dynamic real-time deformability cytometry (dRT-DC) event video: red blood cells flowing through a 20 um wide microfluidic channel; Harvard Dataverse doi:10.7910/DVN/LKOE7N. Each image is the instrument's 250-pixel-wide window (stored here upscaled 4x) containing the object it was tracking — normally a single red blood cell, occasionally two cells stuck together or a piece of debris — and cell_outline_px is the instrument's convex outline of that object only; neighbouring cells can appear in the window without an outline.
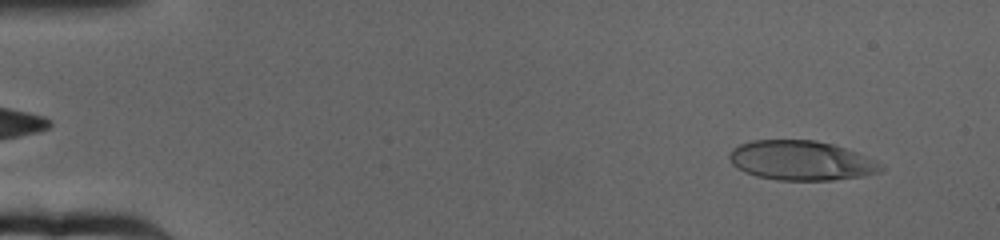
{"species": "human", "species_latin": "Homo sapiens", "temperature_condition": "cold", "stored_images_in_passage": 60, "camera_frame_rate_fps": 3000, "um_per_image_px": 0.085, "donor": {"sex": "female"}, "frame": {"image": 1, "passage_image": 1, "time_ms": 0.0, "image_size_px": [1000, 240], "cell_outline_px": [[884, 172], [860, 176], [832, 180], [776, 180], [756, 176], [744, 172], [732, 164], [728, 156], [732, 148], [740, 144], [752, 140], [816, 140], [832, 144], [856, 152], [876, 160], [884, 164]], "centroid_in_image_um": [68.11, 13.65], "position_along_channel_um": 16.9, "area_um2": 35.14}}
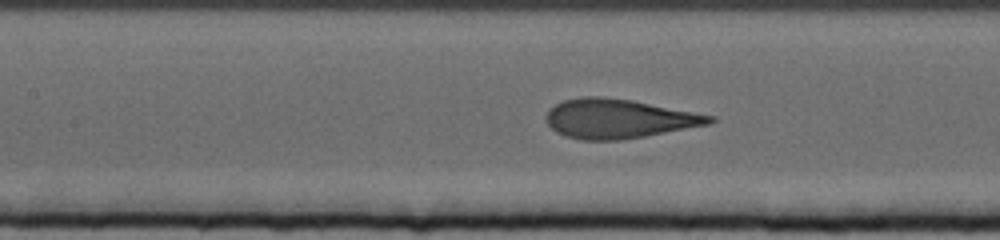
{"frame": {"image": 2, "passage_image": 25, "time_ms": 8.0, "image_size_px": [1000, 240], "cell_outline_px": [[716, 120], [712, 124], [644, 136], [620, 140], [580, 140], [556, 132], [548, 124], [548, 112], [556, 104], [564, 100], [584, 96], [596, 96], [632, 100], [716, 116]], "centroid_in_image_um": [52.64, 10.09], "position_along_channel_um": 154.8, "area_um2": 37.11}}
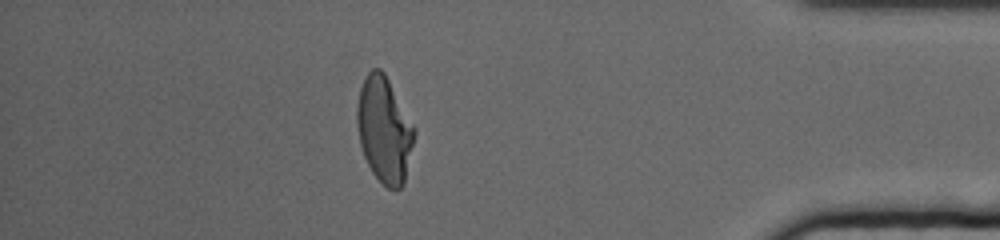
{"frame": {"image": 3, "passage_image": 52, "time_ms": 17.0, "image_size_px": [1000, 240], "cell_outline_px": [[416, 132], [404, 184], [396, 192], [388, 188], [372, 172], [364, 156], [360, 144], [356, 120], [356, 108], [360, 88], [368, 72], [372, 68], [380, 68], [384, 72]], "centroid_in_image_um": [32.65, 11.06], "position_along_channel_um": 402.6, "area_um2": 34.97}, "authors_computed_cell_mechanics": {"area_um2": 36.5585, "velocity_mm_per_s": 3.1647, "shape_relaxation_time_tau1_ms": 5.314, "shape_relaxation_time_tau2_ms": null, "deformation_change_tau1": 0.2109, "deformation_change_tau2": null}}